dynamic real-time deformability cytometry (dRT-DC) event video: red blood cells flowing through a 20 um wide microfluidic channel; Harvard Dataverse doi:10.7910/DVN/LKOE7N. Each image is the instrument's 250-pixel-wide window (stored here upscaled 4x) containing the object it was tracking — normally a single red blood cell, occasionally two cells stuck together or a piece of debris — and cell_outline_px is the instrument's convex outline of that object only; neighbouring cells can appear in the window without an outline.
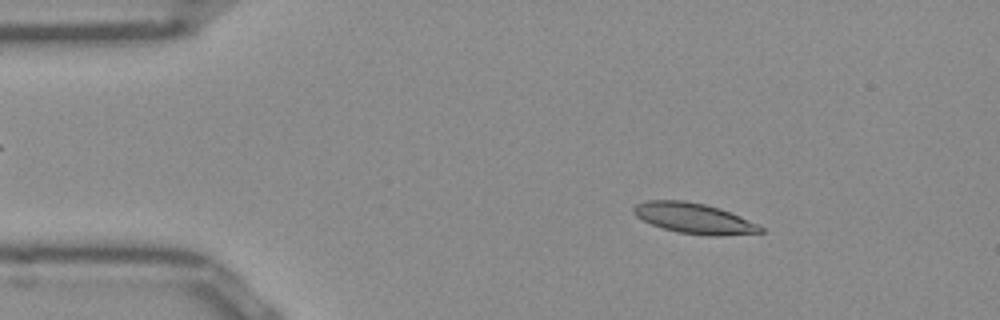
{"species": "Egyptian fruit bat (a non-hibernating species)", "species_latin": "Rousettus aegyptiacus", "temperature_condition": "room temperature", "stored_images_in_passage": 50, "camera_frame_rate_fps": 3000, "um_per_image_px": 0.085, "frame": {"image": 1, "passage_image": 7, "time_ms": 2.0, "image_size_px": [1000, 320], "cell_outline_px": [[764, 232], [720, 236], [708, 236], [676, 232], [652, 224], [636, 216], [632, 212], [632, 208], [636, 204], [648, 200], [684, 200], [704, 204], [720, 208], [756, 224], [764, 228]], "centroid_in_image_um": [58.96, 18.56], "position_along_channel_um": 26.0, "area_um2": 22.37}}
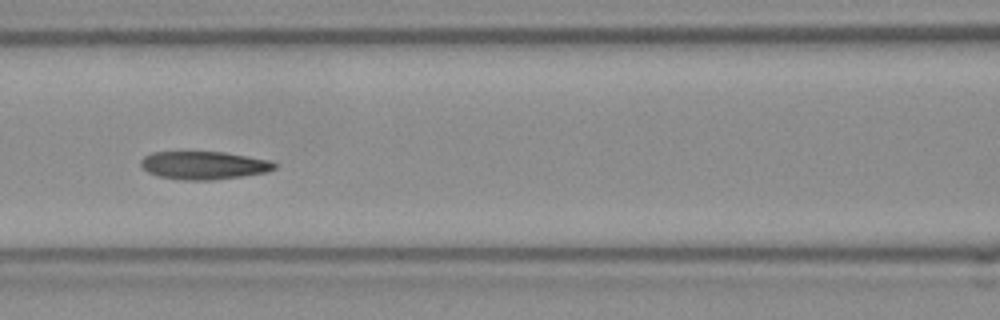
{"frame": {"image": 2, "passage_image": 21, "time_ms": 6.667, "image_size_px": [1000, 320], "cell_outline_px": [[276, 168], [264, 172], [240, 176], [212, 180], [180, 180], [160, 176], [148, 172], [140, 164], [140, 160], [144, 156], [152, 152], [224, 152], [268, 160], [276, 164]], "centroid_in_image_um": [17.28, 14.05], "position_along_channel_um": 149.3, "area_um2": 21.56}}
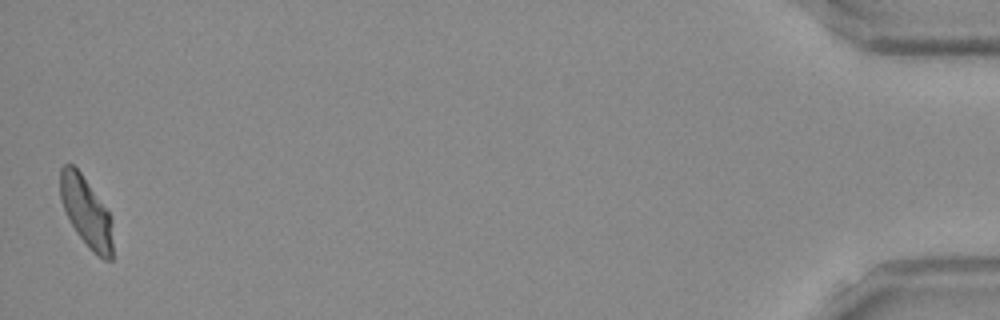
{"frame": {"image": 3, "passage_image": 50, "time_ms": 16.333, "image_size_px": [1000, 320], "cell_outline_px": [[112, 260], [104, 260], [92, 252], [88, 248], [76, 232], [60, 200], [60, 168], [64, 164], [72, 164], [80, 172], [108, 212], [112, 220]], "centroid_in_image_um": [7.32, 18.04], "position_along_channel_um": 427.9, "area_um2": 21.15}, "authors_computed_cell_mechanics": {"area_um2": 22.0218, "velocity_mm_per_s": 3.8998, "shape_relaxation_time_tau1_ms": null, "shape_relaxation_time_tau2_ms": 1.6797, "deformation_change_tau1": null, "deformation_change_tau2": 0.08}}